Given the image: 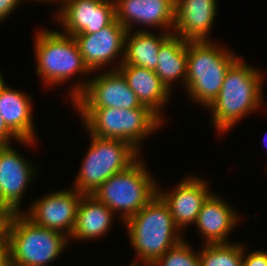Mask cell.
I'll return each instance as SVG.
<instances>
[{"label": "cell", "mask_w": 267, "mask_h": 266, "mask_svg": "<svg viewBox=\"0 0 267 266\" xmlns=\"http://www.w3.org/2000/svg\"><path fill=\"white\" fill-rule=\"evenodd\" d=\"M262 74L240 57L229 67L218 96L207 107L217 132H228L241 118L262 103Z\"/></svg>", "instance_id": "obj_1"}, {"label": "cell", "mask_w": 267, "mask_h": 266, "mask_svg": "<svg viewBox=\"0 0 267 266\" xmlns=\"http://www.w3.org/2000/svg\"><path fill=\"white\" fill-rule=\"evenodd\" d=\"M124 224L131 246L143 265H152L184 239L168 205L158 194Z\"/></svg>", "instance_id": "obj_2"}, {"label": "cell", "mask_w": 267, "mask_h": 266, "mask_svg": "<svg viewBox=\"0 0 267 266\" xmlns=\"http://www.w3.org/2000/svg\"><path fill=\"white\" fill-rule=\"evenodd\" d=\"M209 41H187L185 87L191 99L207 108L218 96L226 72L240 57Z\"/></svg>", "instance_id": "obj_3"}, {"label": "cell", "mask_w": 267, "mask_h": 266, "mask_svg": "<svg viewBox=\"0 0 267 266\" xmlns=\"http://www.w3.org/2000/svg\"><path fill=\"white\" fill-rule=\"evenodd\" d=\"M90 135L120 139L133 145L139 152V143L159 129L163 121L147 106L133 109L76 108Z\"/></svg>", "instance_id": "obj_4"}, {"label": "cell", "mask_w": 267, "mask_h": 266, "mask_svg": "<svg viewBox=\"0 0 267 266\" xmlns=\"http://www.w3.org/2000/svg\"><path fill=\"white\" fill-rule=\"evenodd\" d=\"M7 237L11 266H46L60 256L70 239L59 231L34 224L23 212L10 216Z\"/></svg>", "instance_id": "obj_5"}, {"label": "cell", "mask_w": 267, "mask_h": 266, "mask_svg": "<svg viewBox=\"0 0 267 266\" xmlns=\"http://www.w3.org/2000/svg\"><path fill=\"white\" fill-rule=\"evenodd\" d=\"M139 151L120 139L91 135V143L84 157L73 188L83 195H92L108 178L132 165Z\"/></svg>", "instance_id": "obj_6"}, {"label": "cell", "mask_w": 267, "mask_h": 266, "mask_svg": "<svg viewBox=\"0 0 267 266\" xmlns=\"http://www.w3.org/2000/svg\"><path fill=\"white\" fill-rule=\"evenodd\" d=\"M156 184L138 158L127 169L108 178L92 195L113 213L121 212L124 223L157 195Z\"/></svg>", "instance_id": "obj_7"}, {"label": "cell", "mask_w": 267, "mask_h": 266, "mask_svg": "<svg viewBox=\"0 0 267 266\" xmlns=\"http://www.w3.org/2000/svg\"><path fill=\"white\" fill-rule=\"evenodd\" d=\"M35 37L36 73L47 86L69 81L76 73L82 76L91 72L73 36L45 29Z\"/></svg>", "instance_id": "obj_8"}, {"label": "cell", "mask_w": 267, "mask_h": 266, "mask_svg": "<svg viewBox=\"0 0 267 266\" xmlns=\"http://www.w3.org/2000/svg\"><path fill=\"white\" fill-rule=\"evenodd\" d=\"M73 88L69 95L75 108L133 109L141 106L119 70L110 68L92 79L76 83Z\"/></svg>", "instance_id": "obj_9"}, {"label": "cell", "mask_w": 267, "mask_h": 266, "mask_svg": "<svg viewBox=\"0 0 267 266\" xmlns=\"http://www.w3.org/2000/svg\"><path fill=\"white\" fill-rule=\"evenodd\" d=\"M82 195L74 188L48 193L32 202L27 213H23L34 224L59 231L72 238Z\"/></svg>", "instance_id": "obj_10"}, {"label": "cell", "mask_w": 267, "mask_h": 266, "mask_svg": "<svg viewBox=\"0 0 267 266\" xmlns=\"http://www.w3.org/2000/svg\"><path fill=\"white\" fill-rule=\"evenodd\" d=\"M57 12V20L64 34H92L116 19L114 0H64Z\"/></svg>", "instance_id": "obj_11"}, {"label": "cell", "mask_w": 267, "mask_h": 266, "mask_svg": "<svg viewBox=\"0 0 267 266\" xmlns=\"http://www.w3.org/2000/svg\"><path fill=\"white\" fill-rule=\"evenodd\" d=\"M127 30L116 19L100 31L73 36L85 65L92 72L100 69L124 52ZM115 58V59H114Z\"/></svg>", "instance_id": "obj_12"}, {"label": "cell", "mask_w": 267, "mask_h": 266, "mask_svg": "<svg viewBox=\"0 0 267 266\" xmlns=\"http://www.w3.org/2000/svg\"><path fill=\"white\" fill-rule=\"evenodd\" d=\"M17 152L12 145L0 146V189L3 201L15 213H22L21 198L33 176L36 177L37 167Z\"/></svg>", "instance_id": "obj_13"}, {"label": "cell", "mask_w": 267, "mask_h": 266, "mask_svg": "<svg viewBox=\"0 0 267 266\" xmlns=\"http://www.w3.org/2000/svg\"><path fill=\"white\" fill-rule=\"evenodd\" d=\"M116 20L131 31L133 23L168 32L175 20V0H114Z\"/></svg>", "instance_id": "obj_14"}, {"label": "cell", "mask_w": 267, "mask_h": 266, "mask_svg": "<svg viewBox=\"0 0 267 266\" xmlns=\"http://www.w3.org/2000/svg\"><path fill=\"white\" fill-rule=\"evenodd\" d=\"M207 182L197 177H186L176 188L166 193L159 190L157 194L168 205L175 225L181 230L189 224H195L202 204L212 193Z\"/></svg>", "instance_id": "obj_15"}, {"label": "cell", "mask_w": 267, "mask_h": 266, "mask_svg": "<svg viewBox=\"0 0 267 266\" xmlns=\"http://www.w3.org/2000/svg\"><path fill=\"white\" fill-rule=\"evenodd\" d=\"M217 15L216 0H175L172 32L185 41H209V31Z\"/></svg>", "instance_id": "obj_16"}, {"label": "cell", "mask_w": 267, "mask_h": 266, "mask_svg": "<svg viewBox=\"0 0 267 266\" xmlns=\"http://www.w3.org/2000/svg\"><path fill=\"white\" fill-rule=\"evenodd\" d=\"M0 72V112L8 129L19 140H34L31 98L18 90L6 86Z\"/></svg>", "instance_id": "obj_17"}, {"label": "cell", "mask_w": 267, "mask_h": 266, "mask_svg": "<svg viewBox=\"0 0 267 266\" xmlns=\"http://www.w3.org/2000/svg\"><path fill=\"white\" fill-rule=\"evenodd\" d=\"M238 218L234 209L212 192L202 204L195 225L202 233L205 244L227 243V236Z\"/></svg>", "instance_id": "obj_18"}, {"label": "cell", "mask_w": 267, "mask_h": 266, "mask_svg": "<svg viewBox=\"0 0 267 266\" xmlns=\"http://www.w3.org/2000/svg\"><path fill=\"white\" fill-rule=\"evenodd\" d=\"M113 70H119L122 73L141 105L147 106L164 121L160 112L169 100L171 92L155 71L134 65L113 66Z\"/></svg>", "instance_id": "obj_19"}, {"label": "cell", "mask_w": 267, "mask_h": 266, "mask_svg": "<svg viewBox=\"0 0 267 266\" xmlns=\"http://www.w3.org/2000/svg\"><path fill=\"white\" fill-rule=\"evenodd\" d=\"M113 211L93 195H82L72 237L90 240L107 233L112 226Z\"/></svg>", "instance_id": "obj_20"}, {"label": "cell", "mask_w": 267, "mask_h": 266, "mask_svg": "<svg viewBox=\"0 0 267 266\" xmlns=\"http://www.w3.org/2000/svg\"><path fill=\"white\" fill-rule=\"evenodd\" d=\"M172 34L164 31L156 36L147 30L127 31L125 48L119 65H134L155 70L158 63V51L161 44Z\"/></svg>", "instance_id": "obj_21"}, {"label": "cell", "mask_w": 267, "mask_h": 266, "mask_svg": "<svg viewBox=\"0 0 267 266\" xmlns=\"http://www.w3.org/2000/svg\"><path fill=\"white\" fill-rule=\"evenodd\" d=\"M187 41L171 34L160 46L155 73L162 83L171 91L173 81L181 78L185 86L187 75Z\"/></svg>", "instance_id": "obj_22"}, {"label": "cell", "mask_w": 267, "mask_h": 266, "mask_svg": "<svg viewBox=\"0 0 267 266\" xmlns=\"http://www.w3.org/2000/svg\"><path fill=\"white\" fill-rule=\"evenodd\" d=\"M243 245L205 244L199 254L200 266H242Z\"/></svg>", "instance_id": "obj_23"}, {"label": "cell", "mask_w": 267, "mask_h": 266, "mask_svg": "<svg viewBox=\"0 0 267 266\" xmlns=\"http://www.w3.org/2000/svg\"><path fill=\"white\" fill-rule=\"evenodd\" d=\"M151 266H200L199 254H196L184 239L169 249Z\"/></svg>", "instance_id": "obj_24"}, {"label": "cell", "mask_w": 267, "mask_h": 266, "mask_svg": "<svg viewBox=\"0 0 267 266\" xmlns=\"http://www.w3.org/2000/svg\"><path fill=\"white\" fill-rule=\"evenodd\" d=\"M244 250L242 255V266H267V252L263 250H257L250 252L247 256H244Z\"/></svg>", "instance_id": "obj_25"}, {"label": "cell", "mask_w": 267, "mask_h": 266, "mask_svg": "<svg viewBox=\"0 0 267 266\" xmlns=\"http://www.w3.org/2000/svg\"><path fill=\"white\" fill-rule=\"evenodd\" d=\"M14 139L18 142H21L25 145H30L33 144V142H35L34 140H19L6 126V124L3 121V118L1 116V112H0V146H8L11 145L10 141H12L11 139Z\"/></svg>", "instance_id": "obj_26"}, {"label": "cell", "mask_w": 267, "mask_h": 266, "mask_svg": "<svg viewBox=\"0 0 267 266\" xmlns=\"http://www.w3.org/2000/svg\"><path fill=\"white\" fill-rule=\"evenodd\" d=\"M0 266H11L10 243L7 236L0 242Z\"/></svg>", "instance_id": "obj_27"}, {"label": "cell", "mask_w": 267, "mask_h": 266, "mask_svg": "<svg viewBox=\"0 0 267 266\" xmlns=\"http://www.w3.org/2000/svg\"><path fill=\"white\" fill-rule=\"evenodd\" d=\"M22 0H0V21L9 16Z\"/></svg>", "instance_id": "obj_28"}, {"label": "cell", "mask_w": 267, "mask_h": 266, "mask_svg": "<svg viewBox=\"0 0 267 266\" xmlns=\"http://www.w3.org/2000/svg\"><path fill=\"white\" fill-rule=\"evenodd\" d=\"M11 215L0 211V242L7 236V225Z\"/></svg>", "instance_id": "obj_29"}, {"label": "cell", "mask_w": 267, "mask_h": 266, "mask_svg": "<svg viewBox=\"0 0 267 266\" xmlns=\"http://www.w3.org/2000/svg\"><path fill=\"white\" fill-rule=\"evenodd\" d=\"M0 211L5 212L9 215L14 214L15 212L3 201L2 192L0 189Z\"/></svg>", "instance_id": "obj_30"}, {"label": "cell", "mask_w": 267, "mask_h": 266, "mask_svg": "<svg viewBox=\"0 0 267 266\" xmlns=\"http://www.w3.org/2000/svg\"><path fill=\"white\" fill-rule=\"evenodd\" d=\"M141 265L142 266H151V265H143L142 263H141ZM130 266H140V265H138L137 261L134 260Z\"/></svg>", "instance_id": "obj_31"}, {"label": "cell", "mask_w": 267, "mask_h": 266, "mask_svg": "<svg viewBox=\"0 0 267 266\" xmlns=\"http://www.w3.org/2000/svg\"><path fill=\"white\" fill-rule=\"evenodd\" d=\"M24 1H25V0H24ZM28 1H29V0H28ZM31 1H32V0H31ZM33 1H34V0H33ZM35 1H37V2H38V1H42V2H43V1H45V2H48V1H54V2H55V1H60V2H61V1H62V2H63L64 0H35Z\"/></svg>", "instance_id": "obj_32"}]
</instances>
